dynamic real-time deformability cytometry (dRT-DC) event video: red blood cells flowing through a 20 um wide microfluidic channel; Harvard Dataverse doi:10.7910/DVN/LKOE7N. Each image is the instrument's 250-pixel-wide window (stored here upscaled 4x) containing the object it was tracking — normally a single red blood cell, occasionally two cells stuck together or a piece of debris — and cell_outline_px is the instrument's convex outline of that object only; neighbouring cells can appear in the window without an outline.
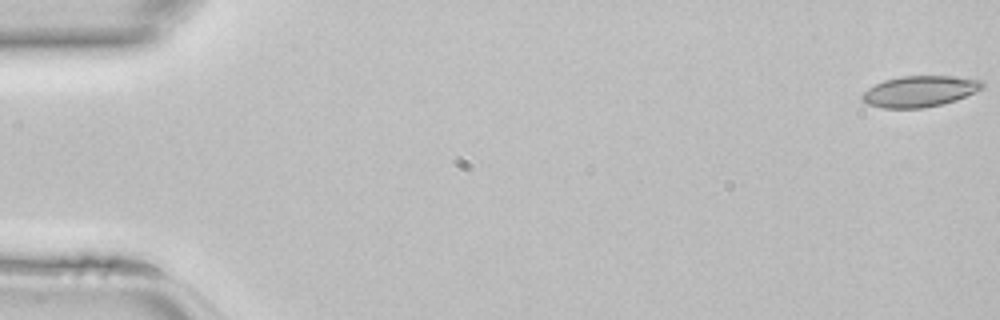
{"species": "common noctule bat (a hibernating species)", "species_latin": "Nyctalus noctula", "temperature_condition": "room temperature", "stored_images_in_passage": 46, "camera_frame_rate_fps": 3000, "um_per_image_px": 0.085, "animal": {"sex": "female", "body_mass_g": 22.7, "forearm_length_mm": 54.2}, "frame": {"image": 1, "passage_image": 1, "time_ms": 0.0, "image_size_px": [1000, 320], "cell_outline_px": [[984, 88], [956, 100], [924, 108], [884, 108], [868, 104], [860, 96], [868, 88], [884, 80], [900, 76], [952, 76], [980, 80], [984, 84]], "centroid_in_image_um": [78.17, 7.76], "position_along_channel_um": 6.8, "area_um2": 21.56}}
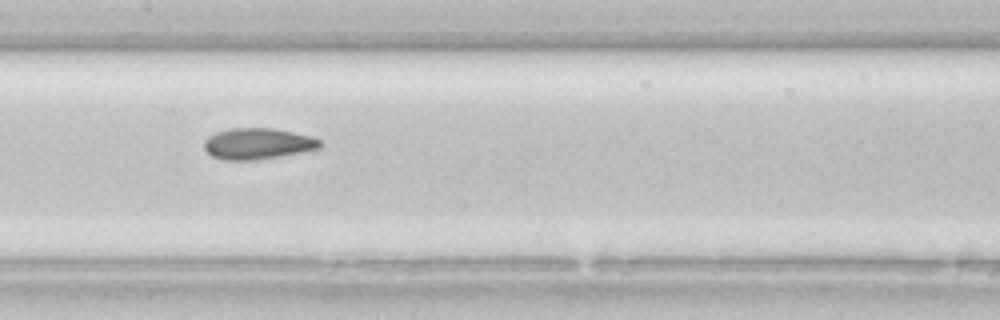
{"frame": {"image": 2, "passage_image": 23, "time_ms": 7.333, "image_size_px": [1000, 320], "cell_outline_px": [[320, 148], [304, 152], [256, 160], [224, 160], [212, 156], [204, 148], [204, 140], [208, 136], [216, 132], [228, 128], [272, 128], [312, 136], [320, 140]], "centroid_in_image_um": [21.89, 12.21], "position_along_channel_um": 185.5, "area_um2": 21.1}}
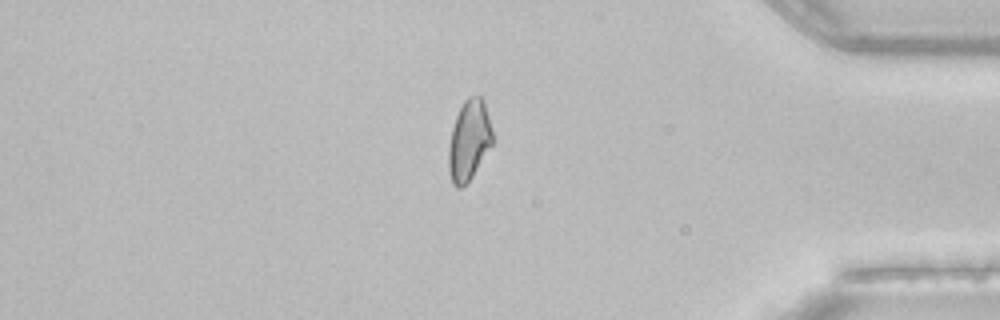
{"frame": {"image": 3, "passage_image": 39, "time_ms": 12.667, "image_size_px": [1000, 320], "cell_outline_px": [[492, 144], [472, 176], [460, 188], [456, 188], [452, 184], [448, 168], [448, 148], [452, 128], [456, 116], [464, 100], [468, 96], [480, 96], [484, 100], [492, 132]], "centroid_in_image_um": [39.84, 11.92], "position_along_channel_um": 395.4, "area_um2": 20.35}}